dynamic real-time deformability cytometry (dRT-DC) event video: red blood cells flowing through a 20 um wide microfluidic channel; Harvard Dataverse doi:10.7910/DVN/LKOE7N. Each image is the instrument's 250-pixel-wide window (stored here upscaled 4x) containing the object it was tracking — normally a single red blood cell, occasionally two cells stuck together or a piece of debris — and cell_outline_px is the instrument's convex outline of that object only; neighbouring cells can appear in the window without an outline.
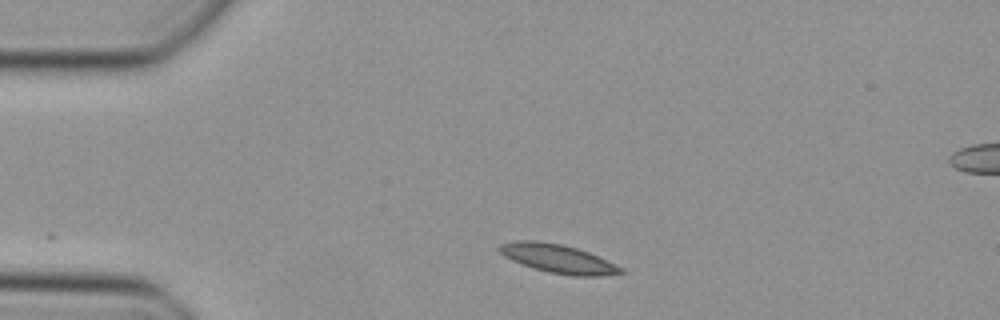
{"species": "Egyptian fruit bat (a non-hibernating species)", "species_latin": "Rousettus aegyptiacus", "temperature_condition": "cold", "stored_images_in_passage": 24, "camera_frame_rate_fps": 3000, "um_per_image_px": 0.085, "animal": {"sex": "female"}, "frame": {"image": 1, "passage_image": 1, "time_ms": 0.0, "image_size_px": [1000, 320], "cell_outline_px": [[624, 272], [600, 276], [576, 276], [548, 272], [520, 264], [504, 256], [496, 248], [500, 244], [512, 240], [536, 240], [560, 244], [576, 248], [588, 252], [624, 268]], "centroid_in_image_um": [47.38, 21.97], "position_along_channel_um": 37.6, "area_um2": 20.23}}
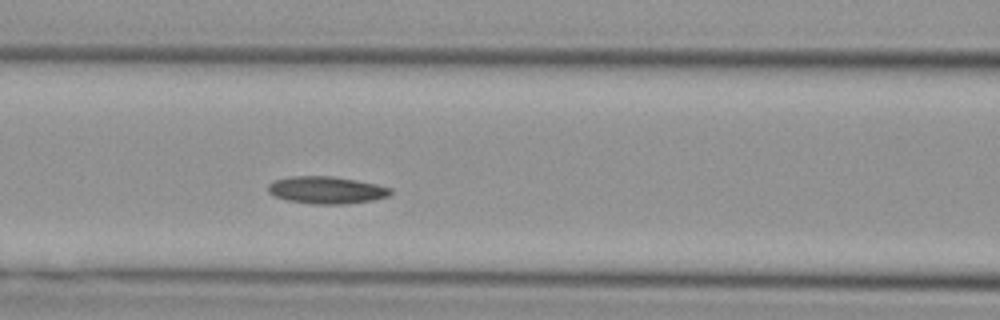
{"frame": {"image": 2, "passage_image": 11, "time_ms": 3.333, "image_size_px": [1000, 320], "cell_outline_px": [[392, 192], [388, 196], [372, 200], [348, 204], [312, 204], [288, 200], [276, 196], [268, 192], [268, 184], [276, 180], [292, 176], [332, 176], [356, 180], [376, 184], [392, 188]], "centroid_in_image_um": [27.77, 16.15], "position_along_channel_um": 138.8, "area_um2": 19.36}}
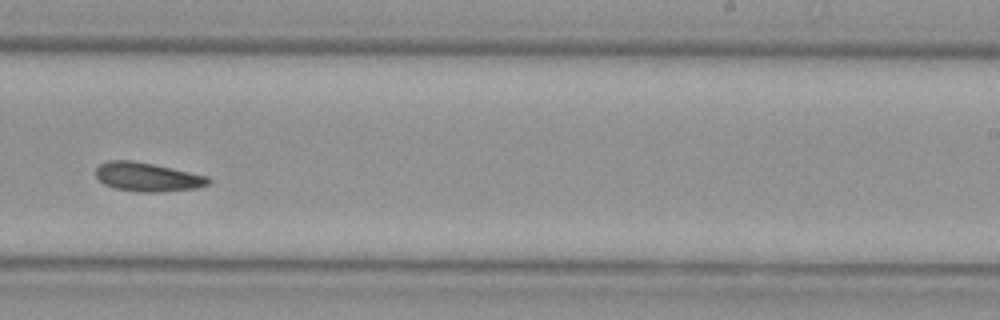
{"frame": {"image": 3, "passage_image": 21, "time_ms": 6.667, "image_size_px": [1000, 320], "cell_outline_px": [[208, 184], [196, 188], [160, 192], [136, 192], [116, 188], [104, 184], [96, 176], [96, 168], [100, 164], [108, 160], [132, 160], [152, 164], [208, 176]], "centroid_in_image_um": [12.49, 15.04], "position_along_channel_um": 276.5, "area_um2": 18.73}}